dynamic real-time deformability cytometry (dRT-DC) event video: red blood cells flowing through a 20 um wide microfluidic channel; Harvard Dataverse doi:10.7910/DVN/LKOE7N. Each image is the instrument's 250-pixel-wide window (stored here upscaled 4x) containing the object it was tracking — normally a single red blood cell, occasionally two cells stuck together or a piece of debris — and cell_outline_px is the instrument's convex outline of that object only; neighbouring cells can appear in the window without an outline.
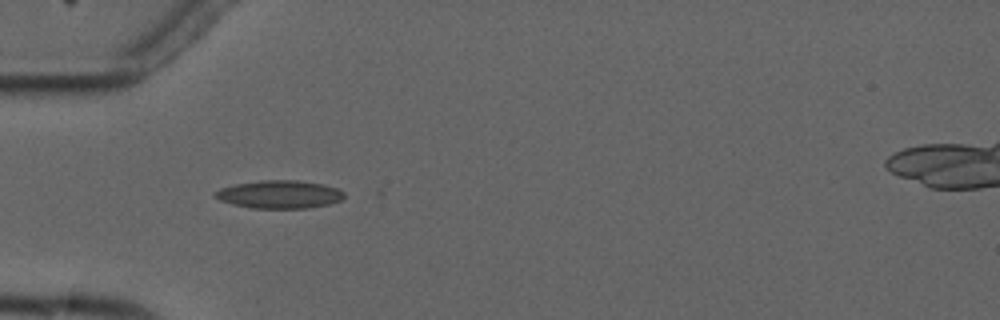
{"species": "common noctule bat (a hibernating species)", "species_latin": "Nyctalus noctula", "temperature_condition": "cold", "stored_images_in_passage": 8, "camera_frame_rate_fps": 3000, "um_per_image_px": 0.085, "animal": {"sex": "male", "forearm_length_mm": 52.5}, "frame": {"image": 1, "passage_image": 2, "time_ms": 1.0, "image_size_px": [1000, 320], "cell_outline_px": [[344, 196], [340, 200], [328, 204], [308, 208], [252, 208], [232, 204], [220, 200], [212, 196], [220, 188], [236, 184], [260, 180], [296, 180], [320, 184], [336, 188], [344, 192]], "centroid_in_image_um": [23.72, 16.52], "position_along_channel_um": 61.3, "area_um2": 20.87}}
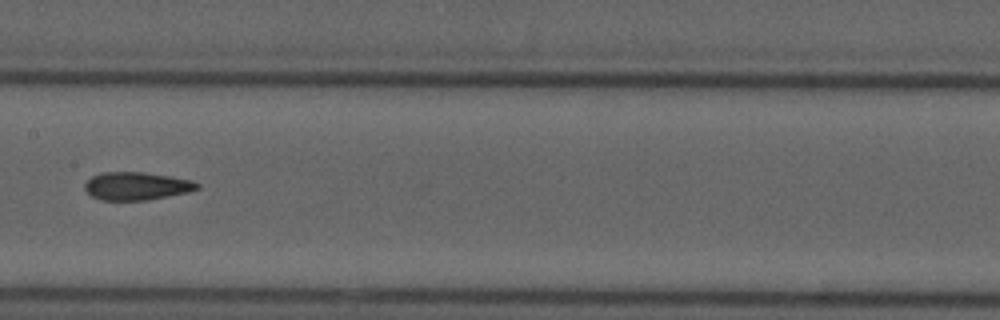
{"frame": {"image": 2, "passage_image": 5, "time_ms": 4.667, "image_size_px": [1000, 320], "cell_outline_px": [[200, 188], [188, 192], [148, 200], [100, 200], [92, 196], [84, 188], [84, 184], [92, 176], [104, 172], [144, 172], [192, 180], [200, 184]], "centroid_in_image_um": [11.62, 15.81], "position_along_channel_um": 195.8, "area_um2": 18.26}}
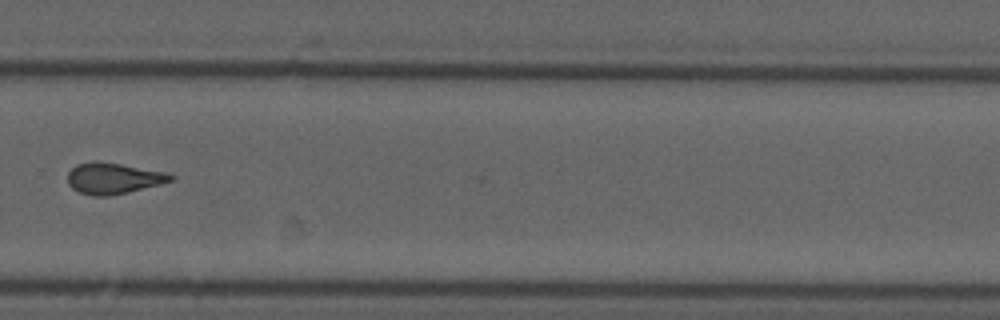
{"frame": {"image": 3, "passage_image": 8, "time_ms": 8.0, "image_size_px": [1000, 320], "cell_outline_px": [[176, 176], [172, 180], [160, 184], [128, 192], [108, 196], [92, 196], [80, 192], [72, 188], [68, 184], [68, 172], [76, 164], [96, 160], [120, 164], [164, 172]], "centroid_in_image_um": [9.6, 15.15], "position_along_channel_um": 320.2, "area_um2": 18.55}}